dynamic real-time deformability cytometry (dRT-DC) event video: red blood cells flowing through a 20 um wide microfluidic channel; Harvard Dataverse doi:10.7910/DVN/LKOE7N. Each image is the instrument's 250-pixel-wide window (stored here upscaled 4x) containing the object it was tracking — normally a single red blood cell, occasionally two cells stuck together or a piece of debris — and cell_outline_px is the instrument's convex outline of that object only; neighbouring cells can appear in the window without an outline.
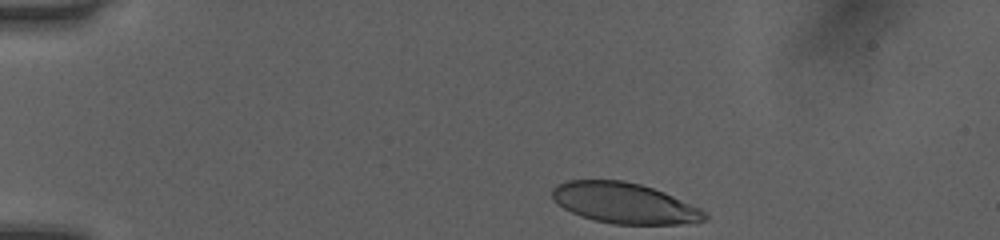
{"species": "human", "species_latin": "Homo sapiens", "temperature_condition": "room temperature", "stored_images_in_passage": 35, "camera_frame_rate_fps": 3000, "um_per_image_px": 0.085, "donor": {"sex": "female"}, "frame": {"image": 1, "passage_image": 1, "time_ms": 0.0, "image_size_px": [1000, 240], "cell_outline_px": [[708, 216], [704, 220], [676, 224], [612, 224], [592, 220], [580, 216], [564, 208], [552, 196], [552, 188], [556, 184], [568, 180], [624, 180], [640, 184], [664, 192], [700, 208]], "centroid_in_image_um": [53.04, 17.26], "position_along_channel_um": 32.0, "area_um2": 35.89}}
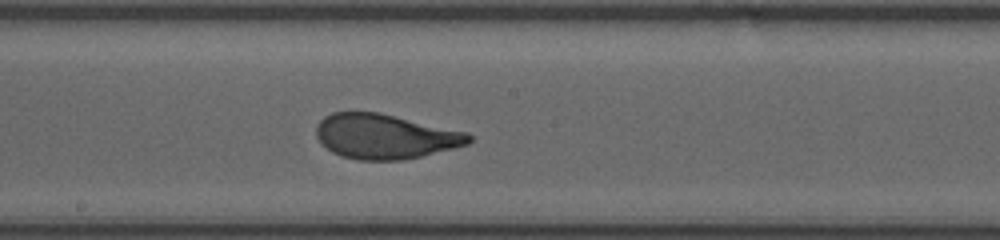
{"frame": {"image": 2, "passage_image": 20, "time_ms": 6.333, "image_size_px": [1000, 240], "cell_outline_px": [[472, 140], [468, 144], [420, 156], [400, 160], [360, 160], [340, 156], [332, 152], [316, 136], [316, 124], [324, 116], [332, 112], [380, 112], [468, 132], [472, 136]], "centroid_in_image_um": [32.72, 11.58], "position_along_channel_um": 215.5, "area_um2": 39.77}}
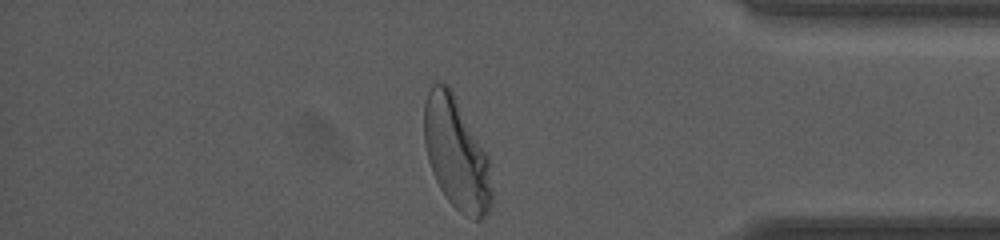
{"frame": {"image": 3, "passage_image": 35, "time_ms": 11.333, "image_size_px": [1000, 240], "cell_outline_px": [[492, 204], [488, 212], [480, 220], [472, 220], [464, 216], [448, 200], [440, 188], [432, 172], [428, 160], [424, 144], [424, 104], [428, 92], [432, 84], [448, 84], [488, 156], [492, 188]], "centroid_in_image_um": [38.79, 13.11], "position_along_channel_um": 396.4, "area_um2": 43.93}, "authors_computed_cell_mechanics": {"area_um2": 40.171, "velocity_mm_per_s": 4.0518, "shape_relaxation_time_tau1_ms": 2.6968, "shape_relaxation_time_tau2_ms": null, "deformation_change_tau1": 0.1779, "deformation_change_tau2": null}}